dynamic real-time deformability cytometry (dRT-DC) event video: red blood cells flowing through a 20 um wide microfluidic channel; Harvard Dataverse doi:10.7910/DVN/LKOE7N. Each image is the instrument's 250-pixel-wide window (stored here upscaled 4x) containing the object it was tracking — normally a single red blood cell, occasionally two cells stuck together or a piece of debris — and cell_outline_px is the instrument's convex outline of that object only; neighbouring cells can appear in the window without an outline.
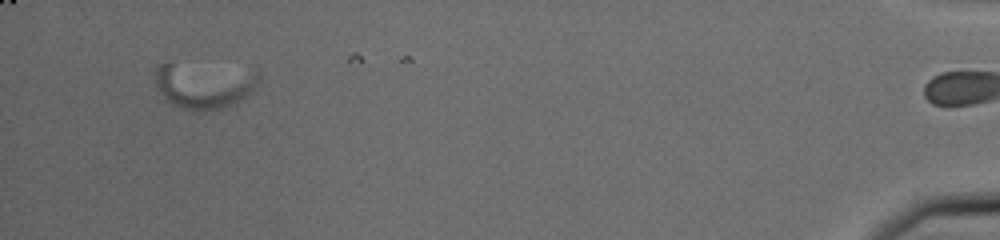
{"species": "common noctule bat (a hibernating species)", "species_latin": "Nyctalus noctula", "temperature_condition": "cold", "stored_images_in_passage": 47, "camera_frame_rate_fps": 3000, "um_per_image_px": 0.085, "animal": {"sex": "male", "body_mass_g": 20.0, "forearm_length_mm": 53.3}, "frame": {"image": 1, "passage_image": 46, "time_ms": 15.0, "image_size_px": [1000, 240], "cell_outline_px": [[260, 80], [248, 96], [232, 104], [220, 108], [200, 112], [192, 112], [180, 108], [172, 104], [160, 92], [156, 84], [156, 64], [256, 64], [260, 68]], "centroid_in_image_um": [17.52, 7.18], "position_along_channel_um": 417.7, "area_um2": 29.3}}